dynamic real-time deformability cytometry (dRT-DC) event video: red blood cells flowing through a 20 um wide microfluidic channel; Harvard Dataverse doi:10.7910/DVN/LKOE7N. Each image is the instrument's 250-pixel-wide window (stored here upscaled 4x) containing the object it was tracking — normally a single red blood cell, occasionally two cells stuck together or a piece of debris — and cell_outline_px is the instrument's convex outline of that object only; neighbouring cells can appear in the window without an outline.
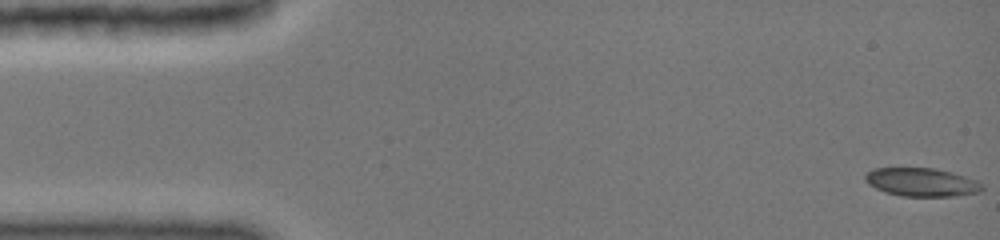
{"species": "common noctule bat (a hibernating species)", "species_latin": "Nyctalus noctula", "temperature_condition": "cold", "stored_images_in_passage": 36, "camera_frame_rate_fps": 3000, "um_per_image_px": 0.085, "animal": {"sex": "female", "body_mass_g": 19.0, "forearm_length_mm": 51.5}, "frame": {"image": 1, "passage_image": 1, "time_ms": 0.0, "image_size_px": [1000, 240], "cell_outline_px": [[984, 188], [980, 192], [956, 196], [900, 196], [884, 192], [868, 184], [864, 180], [864, 176], [868, 172], [876, 168], [936, 168], [952, 172], [976, 180], [984, 184]], "centroid_in_image_um": [78.36, 15.49], "position_along_channel_um": 6.6, "area_um2": 19.48}}
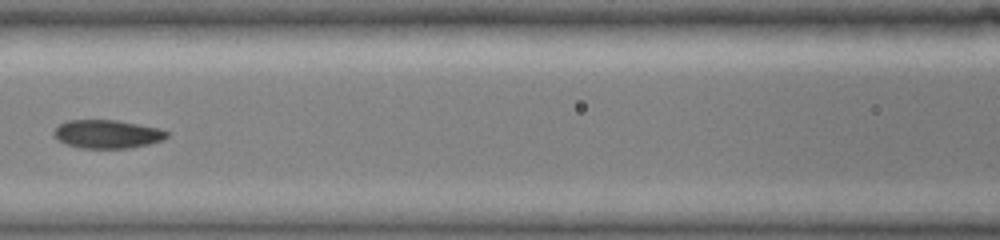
{"frame": {"image": 2, "passage_image": 16, "time_ms": 7.0, "image_size_px": [1000, 240], "cell_outline_px": [[168, 136], [164, 140], [148, 144], [128, 148], [80, 148], [56, 140], [52, 136], [52, 132], [60, 124], [68, 120], [116, 120], [156, 128], [168, 132]], "centroid_in_image_um": [9.07, 11.4], "position_along_channel_um": 157.5, "area_um2": 18.61}}
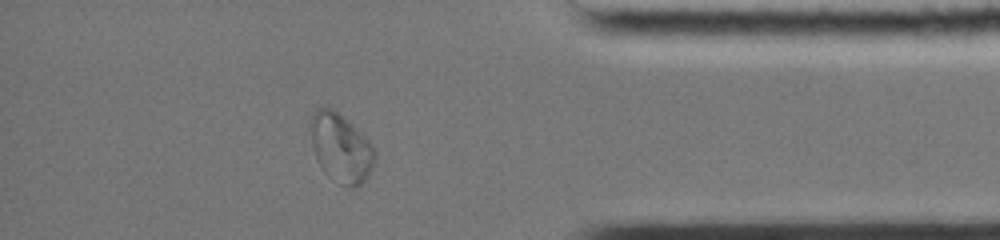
{"frame": {"image": 3, "passage_image": 31, "time_ms": 13.667, "image_size_px": [1000, 240], "cell_outline_px": [[376, 160], [368, 176], [356, 188], [348, 188], [340, 184], [328, 176], [324, 172], [316, 160], [308, 128], [308, 120], [312, 112], [316, 108], [332, 108], [352, 124], [372, 144], [376, 152]], "centroid_in_image_um": [28.94, 12.57], "position_along_channel_um": 406.3, "area_um2": 26.24}}